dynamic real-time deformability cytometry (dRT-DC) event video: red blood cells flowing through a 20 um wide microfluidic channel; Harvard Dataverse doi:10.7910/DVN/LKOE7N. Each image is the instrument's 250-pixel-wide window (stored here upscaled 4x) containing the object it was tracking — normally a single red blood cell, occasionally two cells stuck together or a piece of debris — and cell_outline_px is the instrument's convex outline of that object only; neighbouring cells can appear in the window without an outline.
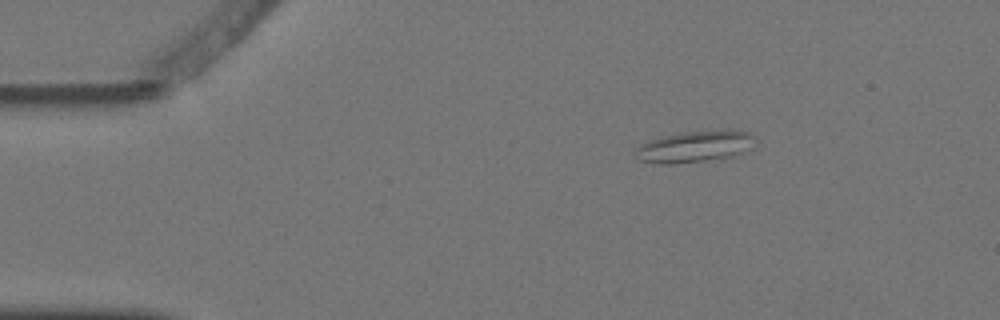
{"species": "Egyptian fruit bat (a non-hibernating species)", "species_latin": "Rousettus aegyptiacus", "temperature_condition": "warm", "stored_images_in_passage": 2, "camera_frame_rate_fps": 3000, "um_per_image_px": 0.085, "animal": {"sex": "female"}, "frame": {"image": 1, "passage_image": 1, "time_ms": 0.0, "image_size_px": [1000, 320], "cell_outline_px": [[752, 148], [728, 156], [704, 160], [672, 164], [656, 164], [640, 160], [636, 156], [636, 148], [652, 140], [668, 136], [688, 132], [748, 132], [752, 136]], "centroid_in_image_um": [58.97, 12.5], "position_along_channel_um": 26.0, "area_um2": 20.4}}